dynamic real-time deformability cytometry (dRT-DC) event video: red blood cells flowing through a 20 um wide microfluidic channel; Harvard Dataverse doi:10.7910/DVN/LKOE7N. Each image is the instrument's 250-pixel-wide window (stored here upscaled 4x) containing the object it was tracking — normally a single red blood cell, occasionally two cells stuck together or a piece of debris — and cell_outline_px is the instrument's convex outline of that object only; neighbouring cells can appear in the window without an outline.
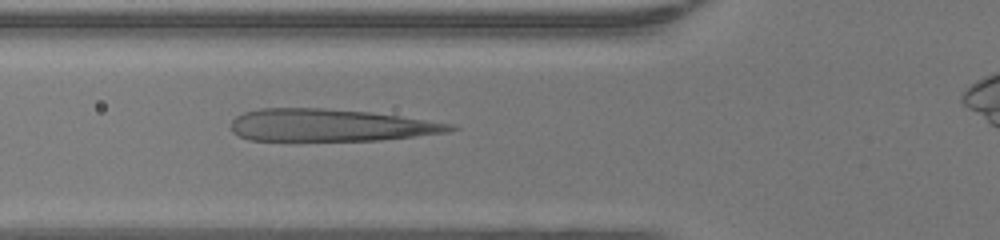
{"species": "human", "species_latin": "Homo sapiens", "temperature_condition": "warm", "stored_images_in_passage": 40, "camera_frame_rate_fps": 3000, "um_per_image_px": 0.085, "donor": {"sex": "female"}, "frame": {"image": 1, "passage_image": 14, "time_ms": 4.333, "image_size_px": [1000, 240], "cell_outline_px": [[460, 128], [448, 132], [380, 140], [248, 140], [232, 132], [232, 120], [236, 116], [244, 112], [260, 108], [324, 108], [368, 112], [400, 116], [452, 124]], "centroid_in_image_um": [28.05, 10.64], "position_along_channel_um": 97.8, "area_um2": 40.98}}
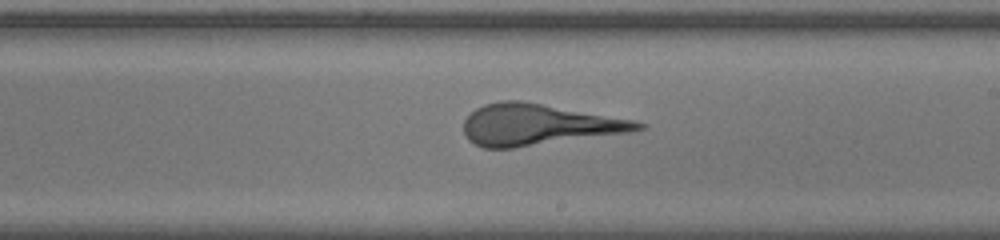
{"frame": {"image": 2, "passage_image": 24, "time_ms": 7.667, "image_size_px": [1000, 240], "cell_outline_px": [[648, 124], [644, 128], [628, 132], [512, 148], [484, 148], [468, 140], [464, 132], [464, 120], [476, 108], [484, 104], [500, 100], [520, 100], [632, 120]], "centroid_in_image_um": [45.69, 10.59], "position_along_channel_um": 243.3, "area_um2": 41.15}}
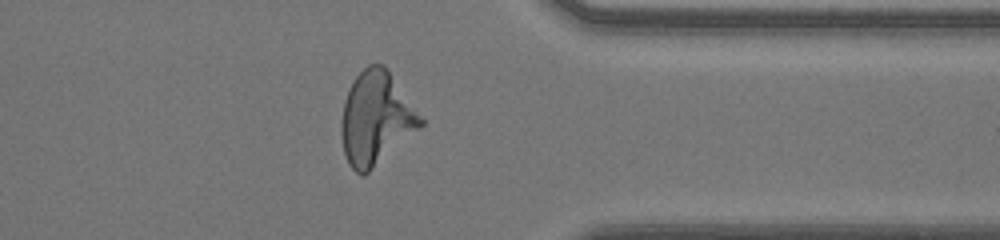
{"frame": {"image": 3, "passage_image": 34, "time_ms": 11.0, "image_size_px": [1000, 240], "cell_outline_px": [[424, 124], [420, 128], [364, 176], [360, 176], [348, 164], [344, 152], [340, 132], [340, 124], [344, 100], [356, 76], [368, 64], [384, 64], [424, 120]], "centroid_in_image_um": [31.94, 10.08], "position_along_channel_um": 379.5, "area_um2": 42.71}}